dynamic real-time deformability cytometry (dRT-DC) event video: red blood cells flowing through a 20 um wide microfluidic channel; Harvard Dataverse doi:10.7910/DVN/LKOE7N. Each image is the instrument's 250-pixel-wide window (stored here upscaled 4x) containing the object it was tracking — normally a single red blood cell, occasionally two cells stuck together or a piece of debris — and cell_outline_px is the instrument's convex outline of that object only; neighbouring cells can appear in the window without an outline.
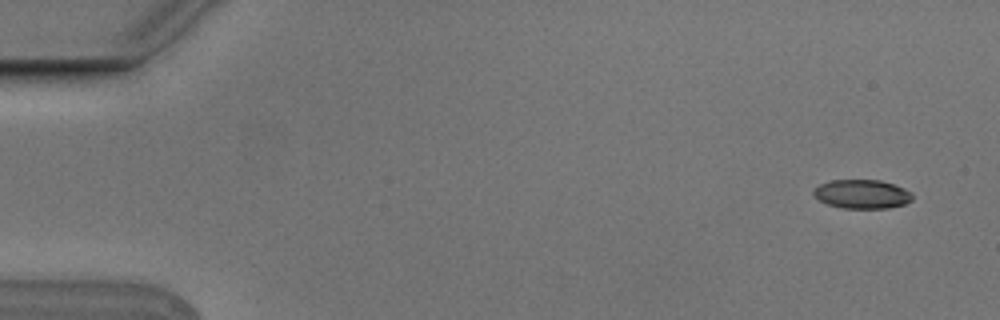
{"species": "Egyptian fruit bat (a non-hibernating species)", "species_latin": "Rousettus aegyptiacus", "temperature_condition": "cold", "stored_images_in_passage": 10, "camera_frame_rate_fps": 3000, "um_per_image_px": 0.085, "animal": {"sex": "male"}, "frame": {"image": 1, "passage_image": 1, "time_ms": 0.0, "image_size_px": [1000, 320], "cell_outline_px": [[912, 200], [904, 204], [888, 208], [840, 208], [828, 204], [812, 196], [812, 188], [820, 184], [832, 180], [880, 180], [904, 188], [912, 192]], "centroid_in_image_um": [73.23, 16.5], "position_along_channel_um": 11.8, "area_um2": 16.76}}
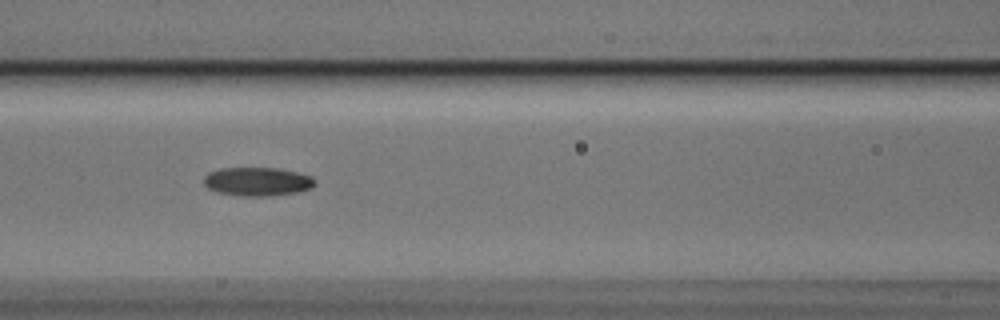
{"frame": {"image": 2, "passage_image": 7, "time_ms": 2.0, "image_size_px": [1000, 320], "cell_outline_px": [[316, 184], [312, 188], [300, 192], [272, 196], [240, 196], [216, 192], [208, 188], [204, 184], [204, 176], [208, 172], [220, 168], [276, 168], [296, 172], [312, 176], [316, 180]], "centroid_in_image_um": [21.9, 15.44], "position_along_channel_um": 144.7, "area_um2": 18.84}}
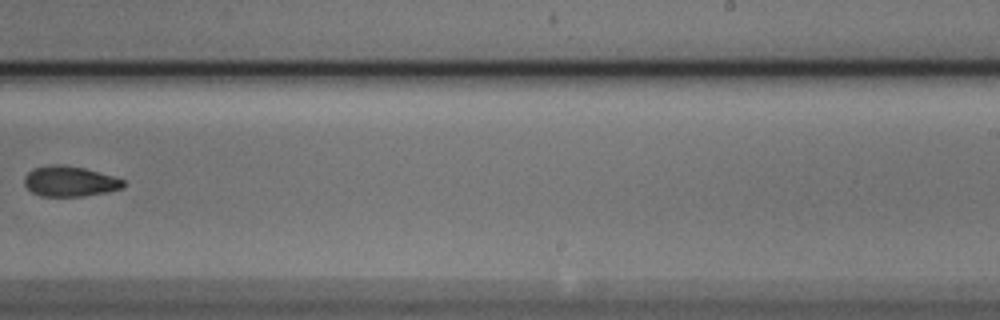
{"frame": {"image": 3, "passage_image": 10, "time_ms": 3.0, "image_size_px": [1000, 320], "cell_outline_px": [[124, 188], [108, 192], [84, 196], [40, 196], [32, 192], [24, 184], [24, 176], [32, 168], [48, 164], [60, 164], [84, 168], [112, 176], [124, 180]], "centroid_in_image_um": [5.91, 15.41], "position_along_channel_um": 283.1, "area_um2": 17.63}}